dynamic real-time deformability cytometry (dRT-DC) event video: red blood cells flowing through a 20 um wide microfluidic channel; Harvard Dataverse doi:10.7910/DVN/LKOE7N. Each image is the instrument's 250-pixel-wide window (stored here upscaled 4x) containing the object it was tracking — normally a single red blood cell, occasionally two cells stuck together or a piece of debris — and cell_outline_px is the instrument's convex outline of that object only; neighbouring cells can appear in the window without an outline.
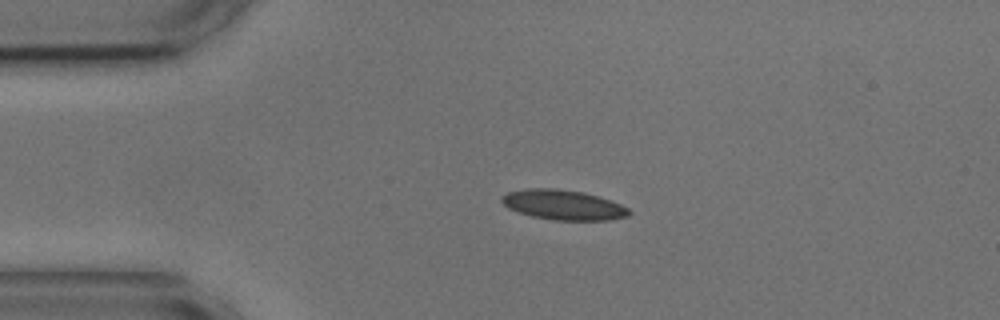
{"species": "common noctule bat (a hibernating species)", "species_latin": "Nyctalus noctula", "temperature_condition": "cold", "stored_images_in_passage": 4, "camera_frame_rate_fps": 3000, "um_per_image_px": 0.085, "animal": {"sex": "male", "body_mass_g": 17.9, "forearm_length_mm": 54.2}, "frame": {"image": 1, "passage_image": 3, "time_ms": 2.667, "image_size_px": [1000, 320], "cell_outline_px": [[632, 212], [628, 216], [608, 220], [552, 220], [532, 216], [508, 208], [500, 200], [508, 192], [528, 188], [556, 188], [584, 192], [600, 196], [612, 200], [628, 208]], "centroid_in_image_um": [47.92, 17.41], "position_along_channel_um": 37.1, "area_um2": 22.25}}